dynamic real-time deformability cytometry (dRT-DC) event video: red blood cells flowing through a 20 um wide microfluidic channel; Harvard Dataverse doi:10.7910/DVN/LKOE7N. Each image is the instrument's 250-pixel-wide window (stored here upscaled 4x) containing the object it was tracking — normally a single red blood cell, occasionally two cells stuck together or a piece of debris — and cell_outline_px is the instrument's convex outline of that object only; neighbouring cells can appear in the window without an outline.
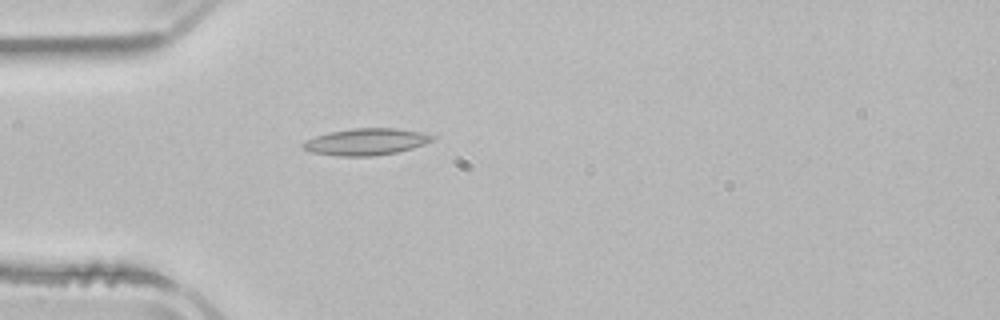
{"species": "common noctule bat (a hibernating species)", "species_latin": "Nyctalus noctula", "temperature_condition": "room temperature", "stored_images_in_passage": 4, "camera_frame_rate_fps": 3000, "um_per_image_px": 0.085, "animal": {"sex": "male", "body_mass_g": 21.5, "forearm_length_mm": 52.0}, "frame": {"image": 1, "passage_image": 4, "time_ms": 4.0, "image_size_px": [1000, 320], "cell_outline_px": [[436, 140], [412, 148], [396, 152], [372, 156], [336, 156], [312, 152], [304, 148], [300, 144], [316, 136], [328, 132], [352, 128], [396, 128], [420, 132], [436, 136]], "centroid_in_image_um": [31.14, 12.04], "position_along_channel_um": 53.9, "area_um2": 20.11}}